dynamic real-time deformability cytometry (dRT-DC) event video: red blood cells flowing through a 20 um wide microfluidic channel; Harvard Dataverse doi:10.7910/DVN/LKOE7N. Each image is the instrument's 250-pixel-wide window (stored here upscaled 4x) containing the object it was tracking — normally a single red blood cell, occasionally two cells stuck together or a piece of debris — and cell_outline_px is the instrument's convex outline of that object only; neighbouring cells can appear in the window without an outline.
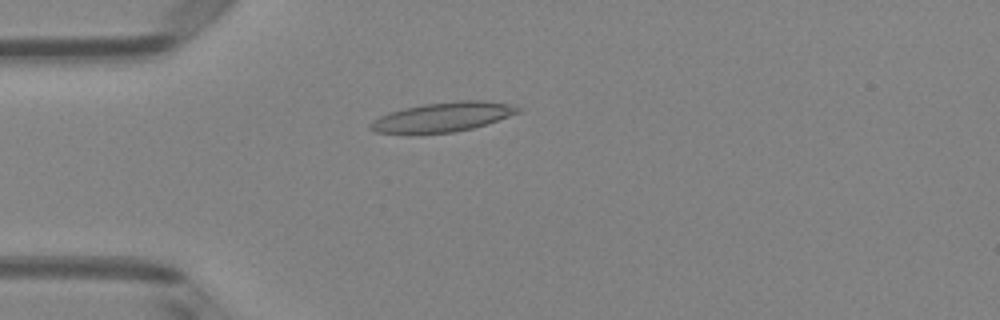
{"species": "Egyptian fruit bat (a non-hibernating species)", "species_latin": "Rousettus aegyptiacus", "temperature_condition": "room temperature", "stored_images_in_passage": 51, "camera_frame_rate_fps": 3000, "um_per_image_px": 0.085, "animal": {"sex": "female"}, "frame": {"image": 1, "passage_image": 14, "time_ms": 4.333, "image_size_px": [1000, 320], "cell_outline_px": [[524, 108], [520, 112], [472, 128], [452, 132], [376, 132], [368, 128], [368, 124], [372, 120], [388, 112], [404, 108], [424, 104], [456, 100], [484, 100], [508, 104]], "centroid_in_image_um": [37.64, 9.91], "position_along_channel_um": 47.4, "area_um2": 24.85}}
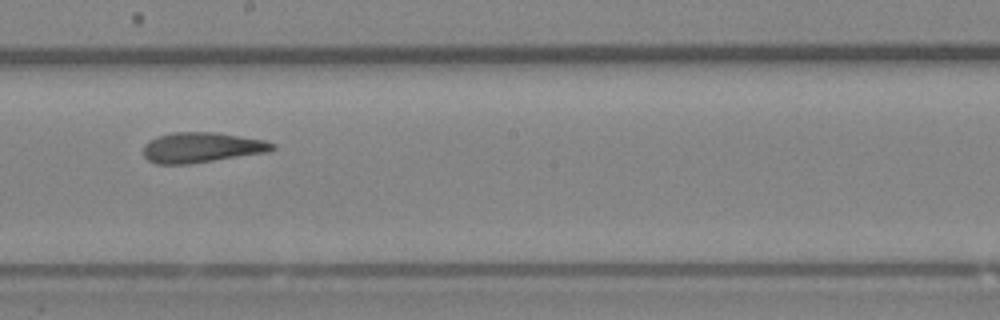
{"frame": {"image": 2, "passage_image": 29, "time_ms": 9.333, "image_size_px": [1000, 320], "cell_outline_px": [[276, 148], [268, 152], [188, 164], [156, 164], [148, 160], [144, 156], [144, 144], [148, 140], [156, 136], [172, 132], [216, 132], [264, 140], [276, 144]], "centroid_in_image_um": [17.12, 12.53], "position_along_channel_um": 231.1, "area_um2": 22.83}}
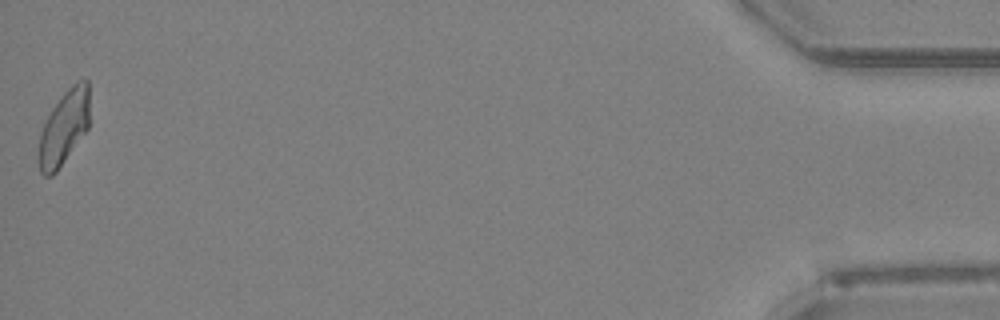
{"frame": {"image": 3, "passage_image": 51, "time_ms": 16.667, "image_size_px": [1000, 320], "cell_outline_px": [[88, 128], [56, 172], [52, 176], [44, 176], [40, 172], [36, 160], [36, 156], [40, 132], [52, 108], [60, 96], [76, 80], [88, 80]], "centroid_in_image_um": [5.38, 10.88], "position_along_channel_um": 429.8, "area_um2": 22.14}, "authors_computed_cell_mechanics": {"area_um2": 22.831, "velocity_mm_per_s": 3.9917, "shape_relaxation_time_tau1_ms": 8.1302, "shape_relaxation_time_tau2_ms": 2.4506, "deformation_change_tau1": 0.2335, "deformation_change_tau2": 0.1121}}